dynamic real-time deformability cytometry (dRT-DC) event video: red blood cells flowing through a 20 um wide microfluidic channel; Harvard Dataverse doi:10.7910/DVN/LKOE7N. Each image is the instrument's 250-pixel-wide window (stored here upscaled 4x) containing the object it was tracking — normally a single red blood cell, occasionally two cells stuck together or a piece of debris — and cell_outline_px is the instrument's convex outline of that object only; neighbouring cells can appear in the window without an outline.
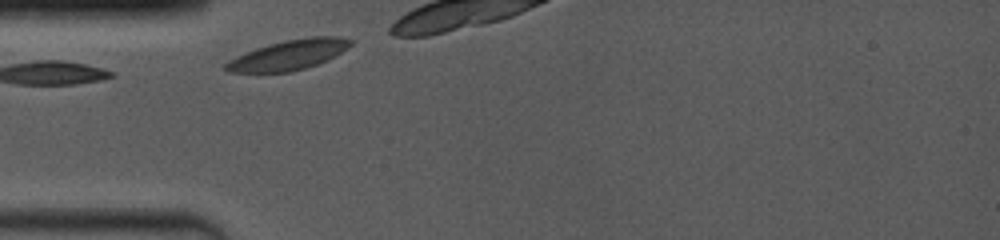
{"species": "common noctule bat (a hibernating species)", "species_latin": "Nyctalus noctula", "temperature_condition": "room temperature", "stored_images_in_passage": 3, "camera_frame_rate_fps": 4000, "um_per_image_px": 0.085, "animal": {"sex": "female", "body_mass_g": 19.0, "forearm_length_mm": 53.3}, "frame": {"image": 1, "passage_image": 1, "time_ms": 0.0, "image_size_px": [1000, 240], "cell_outline_px": [[352, 44], [348, 48], [328, 60], [292, 72], [228, 72], [220, 68], [228, 60], [236, 56], [256, 48], [268, 44], [284, 40], [312, 36], [340, 36], [352, 40]], "centroid_in_image_um": [24.52, 4.66], "position_along_channel_um": 60.5, "area_um2": 21.96}}